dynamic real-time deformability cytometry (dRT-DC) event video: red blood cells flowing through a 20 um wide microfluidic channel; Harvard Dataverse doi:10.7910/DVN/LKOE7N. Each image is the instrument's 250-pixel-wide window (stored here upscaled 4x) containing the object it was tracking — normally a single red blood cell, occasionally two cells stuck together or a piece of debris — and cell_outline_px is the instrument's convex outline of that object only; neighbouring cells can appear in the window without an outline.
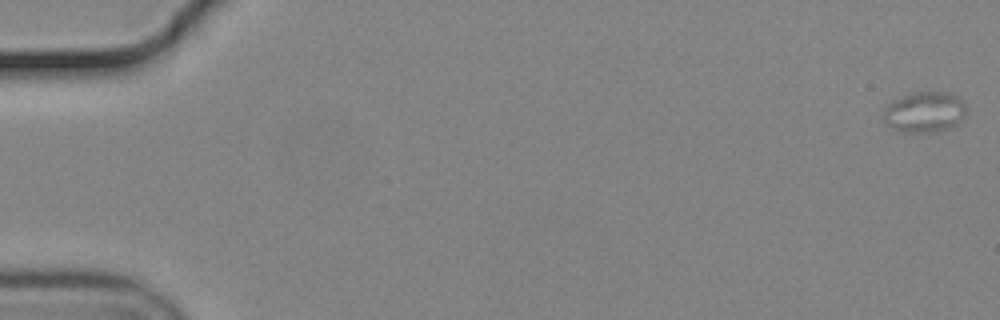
{"species": "common noctule bat (a hibernating species)", "species_latin": "Nyctalus noctula", "temperature_condition": "cold", "stored_images_in_passage": 58, "camera_frame_rate_fps": 3000, "um_per_image_px": 0.085, "animal": {"sex": "male", "body_mass_g": 19.2, "forearm_length_mm": 51.8}, "frame": {"image": 1, "passage_image": 1, "time_ms": 0.0, "image_size_px": [1000, 320], "cell_outline_px": [[968, 112], [952, 128], [940, 132], [900, 132], [892, 128], [884, 120], [884, 108], [892, 100], [912, 92], [952, 92], [960, 96], [964, 100], [968, 108]], "centroid_in_image_um": [78.65, 9.51], "position_along_channel_um": 6.3, "area_um2": 20.23}}
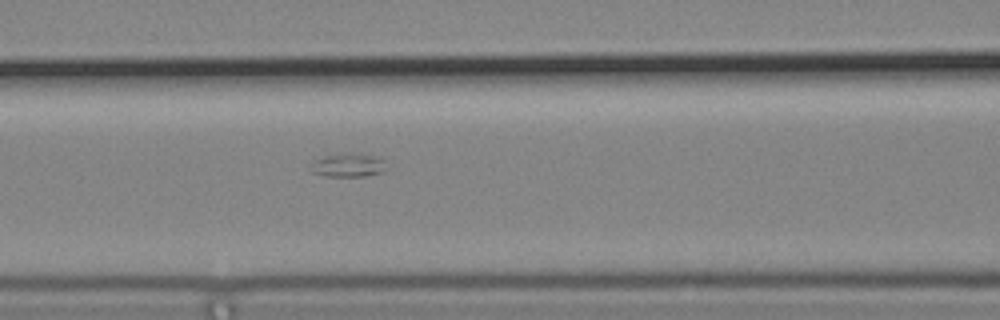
{"frame": {"image": 2, "passage_image": 26, "time_ms": 8.333, "image_size_px": [1000, 320], "cell_outline_px": [[384, 172], [364, 176], [324, 176], [312, 172], [312, 160], [324, 156], [352, 152], [376, 156], [384, 160]], "centroid_in_image_um": [29.59, 14.03], "position_along_channel_um": 137.0, "area_um2": 10.4}}
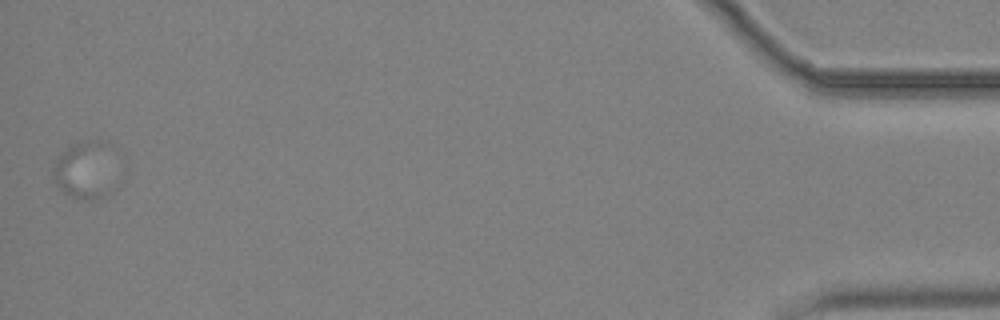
{"frame": {"image": 3, "passage_image": 58, "time_ms": 19.0, "image_size_px": [1000, 320], "cell_outline_px": [[112, 144], [100, 192], [92, 200], [84, 200], [72, 196], [64, 192], [56, 184], [52, 176], [52, 168], [60, 156], [72, 144], [88, 140], [108, 140]], "centroid_in_image_um": [7.02, 14.33], "position_along_channel_um": 428.2, "area_um2": 18.79}}